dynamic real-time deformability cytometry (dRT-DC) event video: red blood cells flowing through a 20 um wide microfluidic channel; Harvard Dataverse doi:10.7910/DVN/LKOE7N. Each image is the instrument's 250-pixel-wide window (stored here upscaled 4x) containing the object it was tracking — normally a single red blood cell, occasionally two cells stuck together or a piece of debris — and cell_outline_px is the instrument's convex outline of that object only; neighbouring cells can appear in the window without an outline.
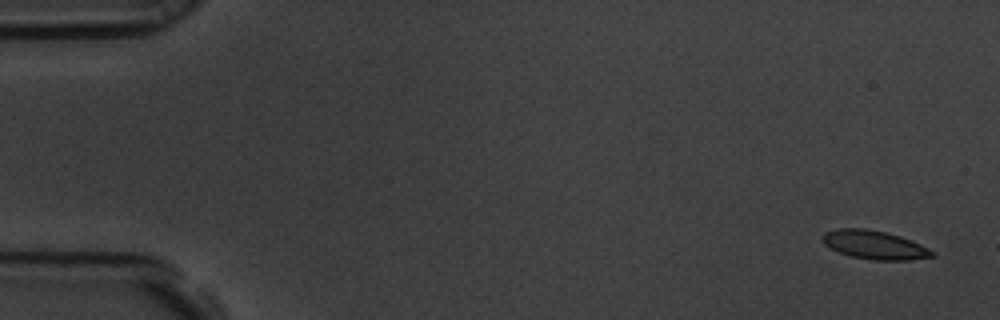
{"species": "common noctule bat (a hibernating species)", "species_latin": "Nyctalus noctula", "temperature_condition": "room temperature", "stored_images_in_passage": 3, "camera_frame_rate_fps": 3000, "um_per_image_px": 0.085, "animal": {"sex": "male", "body_mass_g": 19.5, "forearm_length_mm": 54.6}, "frame": {"image": 1, "passage_image": 1, "time_ms": 0.0, "image_size_px": [1000, 320], "cell_outline_px": [[936, 256], [908, 260], [872, 260], [852, 256], [840, 252], [824, 244], [824, 232], [836, 228], [864, 228], [884, 232], [900, 236], [920, 244], [936, 252]], "centroid_in_image_um": [74.37, 20.81], "position_along_channel_um": 10.6, "area_um2": 18.09}}